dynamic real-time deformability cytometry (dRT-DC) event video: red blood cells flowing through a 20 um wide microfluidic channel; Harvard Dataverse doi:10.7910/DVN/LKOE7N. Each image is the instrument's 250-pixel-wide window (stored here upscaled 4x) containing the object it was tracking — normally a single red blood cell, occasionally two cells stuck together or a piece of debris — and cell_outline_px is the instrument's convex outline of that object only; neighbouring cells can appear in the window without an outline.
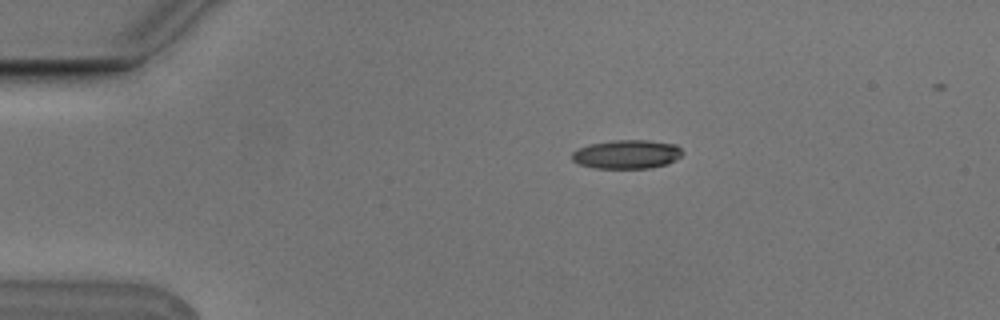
{"species": "Egyptian fruit bat (a non-hibernating species)", "species_latin": "Rousettus aegyptiacus", "temperature_condition": "cold", "stored_images_in_passage": 5, "camera_frame_rate_fps": 3000, "um_per_image_px": 0.085, "animal": {"sex": "male"}, "frame": {"image": 1, "passage_image": 1, "time_ms": 0.0, "image_size_px": [1000, 320], "cell_outline_px": [[684, 152], [676, 160], [668, 164], [648, 168], [596, 168], [580, 164], [572, 160], [572, 152], [576, 148], [588, 144], [612, 140], [648, 140], [676, 144]], "centroid_in_image_um": [53.28, 13.1], "position_along_channel_um": 31.7, "area_um2": 18.73}}
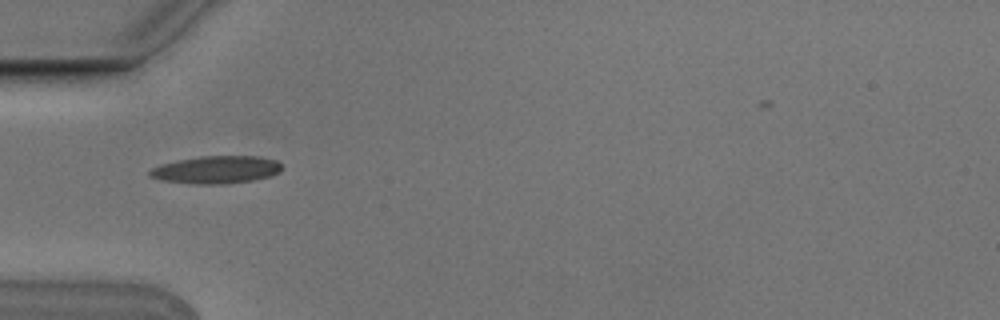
{"frame": {"image": 2, "passage_image": 3, "time_ms": 0.667, "image_size_px": [1000, 320], "cell_outline_px": [[280, 172], [268, 176], [252, 180], [224, 184], [196, 184], [160, 180], [148, 176], [148, 172], [152, 168], [164, 164], [180, 160], [200, 156], [260, 156], [276, 160], [280, 164]], "centroid_in_image_um": [18.37, 14.43], "position_along_channel_um": 66.6, "area_um2": 21.04}}
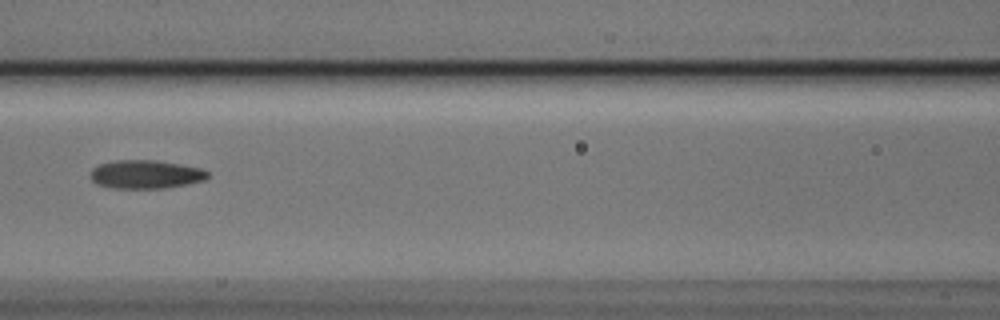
{"frame": {"image": 3, "passage_image": 5, "time_ms": 1.333, "image_size_px": [1000, 320], "cell_outline_px": [[208, 176], [204, 180], [188, 184], [164, 188], [112, 188], [96, 184], [92, 180], [92, 168], [100, 164], [116, 160], [152, 160], [200, 168], [208, 172]], "centroid_in_image_um": [12.36, 14.83], "position_along_channel_um": 154.2, "area_um2": 19.19}}